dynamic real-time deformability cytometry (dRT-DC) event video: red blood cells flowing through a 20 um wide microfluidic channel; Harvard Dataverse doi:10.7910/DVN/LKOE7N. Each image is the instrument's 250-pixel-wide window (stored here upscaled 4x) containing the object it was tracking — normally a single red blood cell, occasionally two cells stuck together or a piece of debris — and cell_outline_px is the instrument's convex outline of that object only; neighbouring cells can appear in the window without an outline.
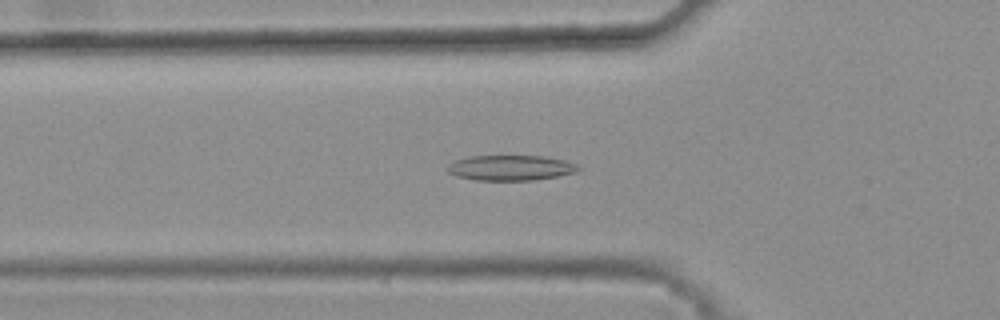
{"species": "common noctule bat (a hibernating species)", "species_latin": "Nyctalus noctula", "temperature_condition": "warm", "stored_images_in_passage": 44, "camera_frame_rate_fps": 3000, "um_per_image_px": 0.085, "animal": {"sex": "female", "body_mass_g": 25.1}, "frame": {"image": 1, "passage_image": 17, "time_ms": 5.333, "image_size_px": [1000, 320], "cell_outline_px": [[580, 168], [576, 172], [556, 176], [532, 180], [476, 180], [456, 176], [448, 172], [444, 168], [448, 164], [456, 160], [468, 156], [544, 156], [564, 160], [576, 164]], "centroid_in_image_um": [43.35, 14.26], "position_along_channel_um": 82.5, "area_um2": 19.25}}
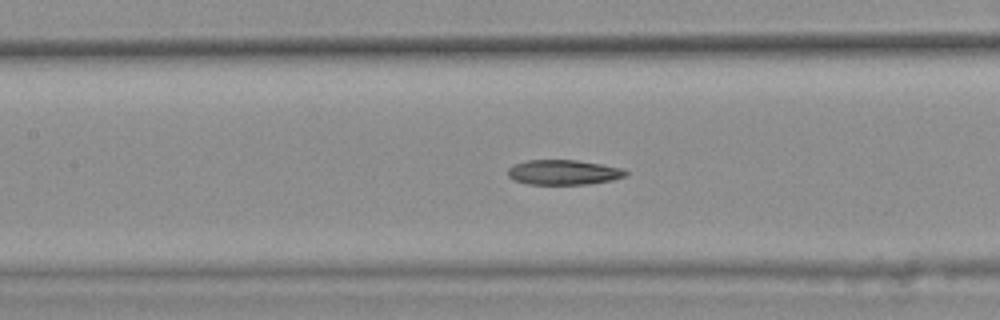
{"frame": {"image": 2, "passage_image": 23, "time_ms": 7.333, "image_size_px": [1000, 320], "cell_outline_px": [[628, 172], [624, 176], [612, 180], [588, 184], [528, 184], [512, 180], [508, 176], [508, 168], [524, 160], [576, 160], [624, 168]], "centroid_in_image_um": [47.88, 14.64], "position_along_channel_um": 159.5, "area_um2": 17.11}}
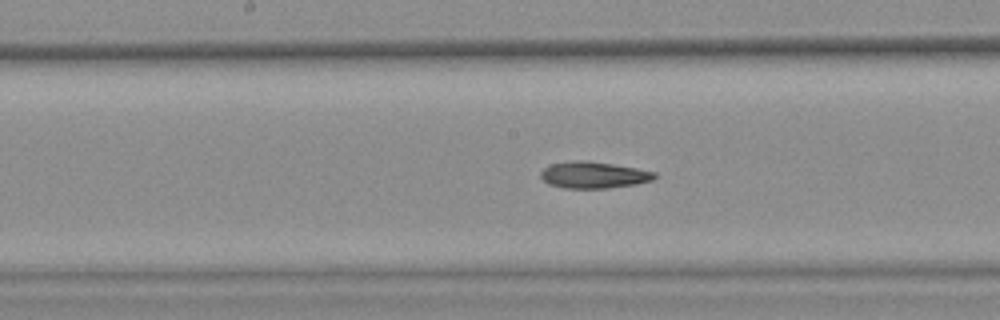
{"frame": {"image": 3, "passage_image": 26, "time_ms": 8.333, "image_size_px": [1000, 320], "cell_outline_px": [[656, 176], [652, 180], [636, 184], [608, 188], [564, 188], [548, 184], [540, 176], [540, 172], [544, 168], [552, 164], [572, 160], [588, 160], [636, 168], [656, 172]], "centroid_in_image_um": [50.44, 14.87], "position_along_channel_um": 197.8, "area_um2": 17.63}, "authors_computed_cell_mechanics": {"area_um2": 18.0047, "velocity_mm_per_s": 3.828, "shape_relaxation_time_tau1_ms": null, "shape_relaxation_time_tau2_ms": 10.3194, "deformation_change_tau1": null, "deformation_change_tau2": 0.174}}